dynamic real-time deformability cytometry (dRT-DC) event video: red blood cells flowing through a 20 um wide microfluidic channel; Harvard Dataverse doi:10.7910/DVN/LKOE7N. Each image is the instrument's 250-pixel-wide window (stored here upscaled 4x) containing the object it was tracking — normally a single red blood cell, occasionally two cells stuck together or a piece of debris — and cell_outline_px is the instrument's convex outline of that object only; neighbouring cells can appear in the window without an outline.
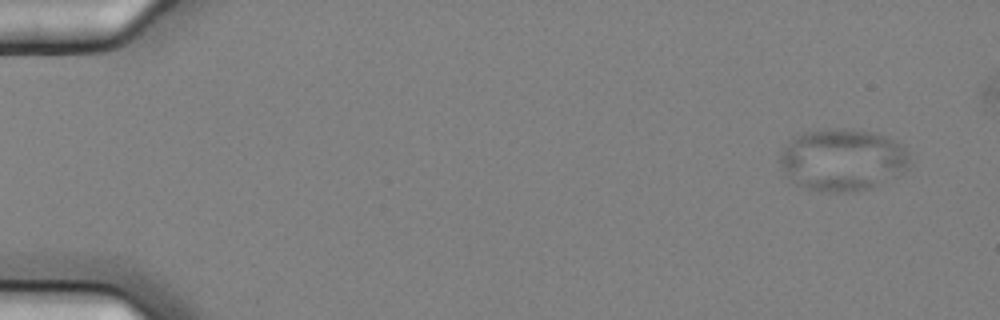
{"species": "common noctule bat (a hibernating species)", "species_latin": "Nyctalus noctula", "temperature_condition": "cold", "stored_images_in_passage": 6, "camera_frame_rate_fps": 3000, "um_per_image_px": 0.085, "animal": {"sex": "female", "body_mass_g": 25.1}, "frame": {"image": 1, "passage_image": 1, "time_ms": 0.0, "image_size_px": [1000, 320], "cell_outline_px": [[908, 168], [900, 176], [872, 188], [856, 192], [816, 192], [796, 184], [784, 172], [780, 164], [780, 152], [796, 136], [804, 132], [828, 128], [844, 128], [876, 132], [904, 144], [908, 152]], "centroid_in_image_um": [71.66, 13.6], "position_along_channel_um": 13.3, "area_um2": 47.69}}